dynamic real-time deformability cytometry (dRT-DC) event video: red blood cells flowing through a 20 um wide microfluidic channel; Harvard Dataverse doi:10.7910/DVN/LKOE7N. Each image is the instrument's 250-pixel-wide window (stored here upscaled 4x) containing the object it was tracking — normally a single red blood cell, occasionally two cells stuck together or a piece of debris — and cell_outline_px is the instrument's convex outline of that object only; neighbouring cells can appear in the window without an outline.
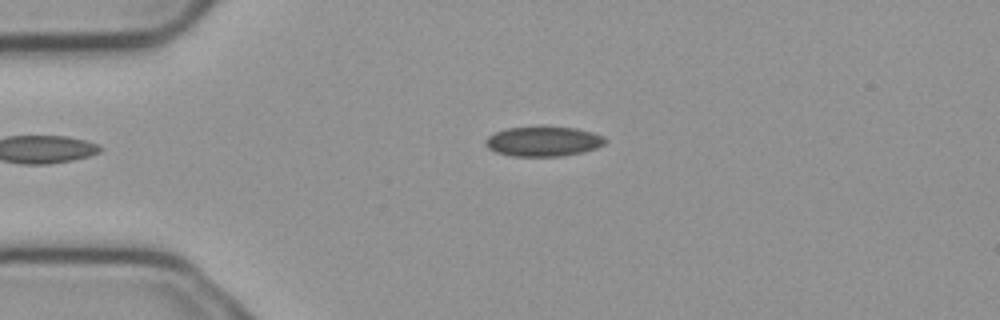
{"species": "common noctule bat (a hibernating species)", "species_latin": "Nyctalus noctula", "temperature_condition": "cold", "stored_images_in_passage": 4, "camera_frame_rate_fps": 3000, "um_per_image_px": 0.085, "animal": {"sex": "male", "body_mass_g": 23.1, "forearm_length_mm": 52.7}, "frame": {"image": 1, "passage_image": 4, "time_ms": 1.0, "image_size_px": [1000, 320], "cell_outline_px": [[608, 140], [604, 144], [596, 148], [580, 152], [560, 156], [512, 156], [496, 152], [488, 148], [484, 144], [484, 140], [488, 136], [496, 132], [508, 128], [576, 128], [592, 132], [604, 136]], "centroid_in_image_um": [46.17, 12.03], "position_along_channel_um": 38.8, "area_um2": 20.4}}